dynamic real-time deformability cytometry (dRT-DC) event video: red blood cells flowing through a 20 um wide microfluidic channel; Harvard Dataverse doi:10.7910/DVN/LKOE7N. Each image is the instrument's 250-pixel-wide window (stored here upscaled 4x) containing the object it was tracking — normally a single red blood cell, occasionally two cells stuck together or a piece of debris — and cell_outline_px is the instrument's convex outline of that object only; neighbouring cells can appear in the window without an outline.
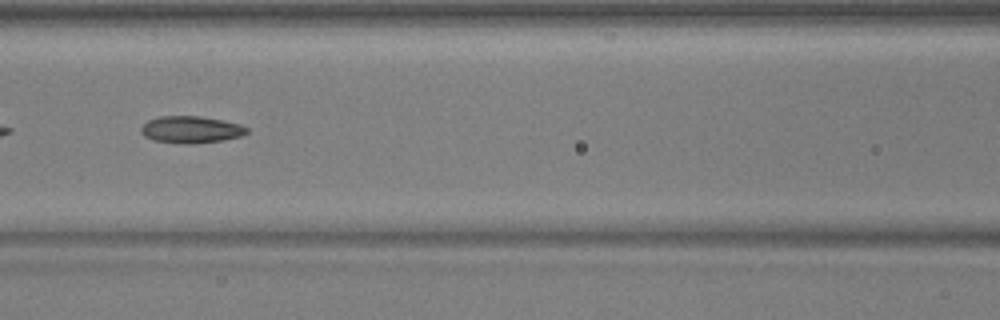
{"species": "common noctule bat (a hibernating species)", "species_latin": "Nyctalus noctula", "temperature_condition": "warm", "stored_images_in_passage": 40, "camera_frame_rate_fps": 3000, "um_per_image_px": 0.085, "animal": {"sex": "male", "body_mass_g": 17.9, "forearm_length_mm": 54.2}, "frame": {"image": 1, "passage_image": 12, "time_ms": 3.667, "image_size_px": [1000, 320], "cell_outline_px": [[248, 132], [240, 136], [224, 140], [192, 144], [184, 144], [152, 140], [144, 136], [140, 132], [140, 128], [148, 120], [160, 116], [200, 116], [240, 124], [248, 128]], "centroid_in_image_um": [16.21, 11.02], "position_along_channel_um": 150.4, "area_um2": 16.65}}
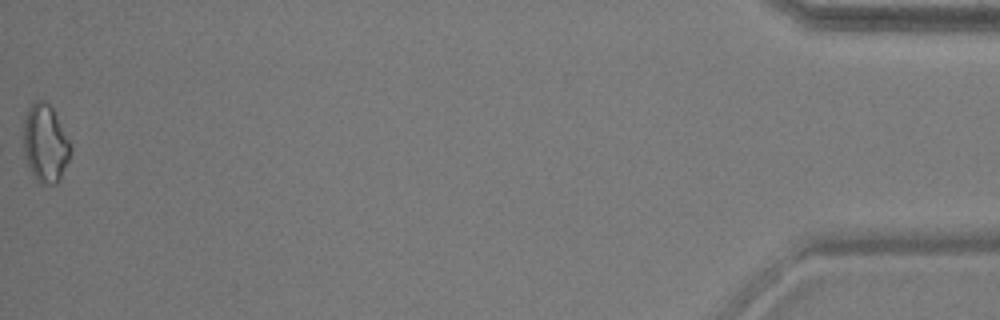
{"frame": {"image": 2, "passage_image": 40, "time_ms": 13.0, "image_size_px": [1000, 320], "cell_outline_px": [[72, 148], [68, 160], [60, 180], [56, 184], [40, 184], [36, 180], [24, 156], [24, 120], [28, 108], [36, 100], [44, 100], [52, 108], [72, 144]], "centroid_in_image_um": [3.86, 12.2], "position_along_channel_um": 431.3, "area_um2": 21.33}, "authors_computed_cell_mechanics": {"area_um2": 16.8198, "velocity_mm_per_s": 3.9777, "shape_relaxation_time_tau1_ms": 6.9346, "shape_relaxation_time_tau2_ms": 3.183, "deformation_change_tau1": 0.1681, "deformation_change_tau2": 0.1047}}